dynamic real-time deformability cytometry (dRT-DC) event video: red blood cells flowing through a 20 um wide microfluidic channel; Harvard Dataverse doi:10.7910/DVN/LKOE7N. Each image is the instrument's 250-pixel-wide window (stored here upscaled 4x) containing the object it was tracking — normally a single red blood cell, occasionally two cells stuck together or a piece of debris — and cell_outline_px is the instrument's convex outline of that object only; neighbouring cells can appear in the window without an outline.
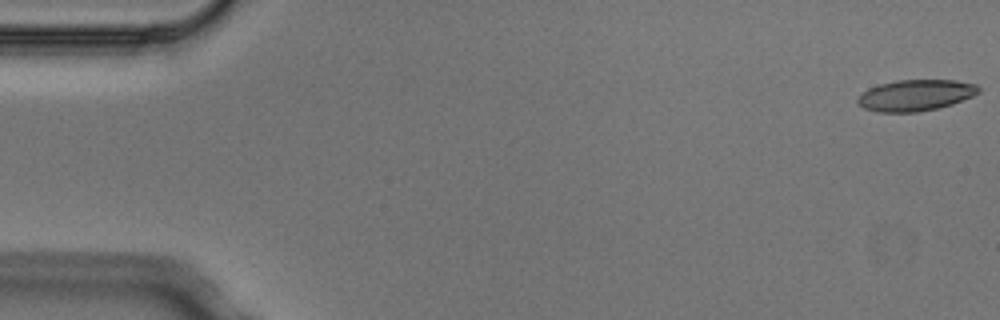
{"species": "Egyptian fruit bat (a non-hibernating species)", "species_latin": "Rousettus aegyptiacus", "temperature_condition": "cold", "stored_images_in_passage": 5, "camera_frame_rate_fps": 3000, "um_per_image_px": 0.085, "animal": {"sex": "male"}, "frame": {"image": 1, "passage_image": 1, "time_ms": 0.0, "image_size_px": [1000, 320], "cell_outline_px": [[980, 92], [972, 96], [952, 104], [936, 108], [916, 112], [876, 112], [864, 108], [856, 100], [868, 88], [880, 84], [896, 80], [956, 80], [976, 84], [980, 88]], "centroid_in_image_um": [77.83, 8.09], "position_along_channel_um": 7.2, "area_um2": 21.85}}
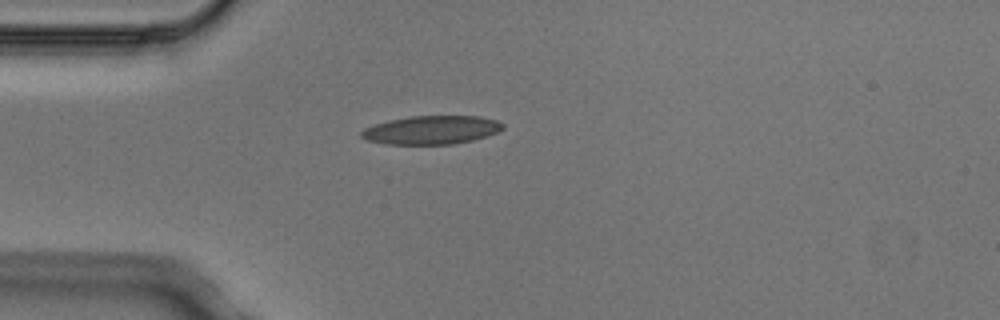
{"frame": {"image": 2, "passage_image": 4, "time_ms": 1.0, "image_size_px": [1000, 320], "cell_outline_px": [[504, 128], [488, 136], [456, 144], [388, 144], [368, 140], [360, 136], [360, 132], [364, 128], [388, 120], [412, 116], [480, 116], [496, 120], [504, 124]], "centroid_in_image_um": [36.69, 11.04], "position_along_channel_um": 48.3, "area_um2": 23.47}}